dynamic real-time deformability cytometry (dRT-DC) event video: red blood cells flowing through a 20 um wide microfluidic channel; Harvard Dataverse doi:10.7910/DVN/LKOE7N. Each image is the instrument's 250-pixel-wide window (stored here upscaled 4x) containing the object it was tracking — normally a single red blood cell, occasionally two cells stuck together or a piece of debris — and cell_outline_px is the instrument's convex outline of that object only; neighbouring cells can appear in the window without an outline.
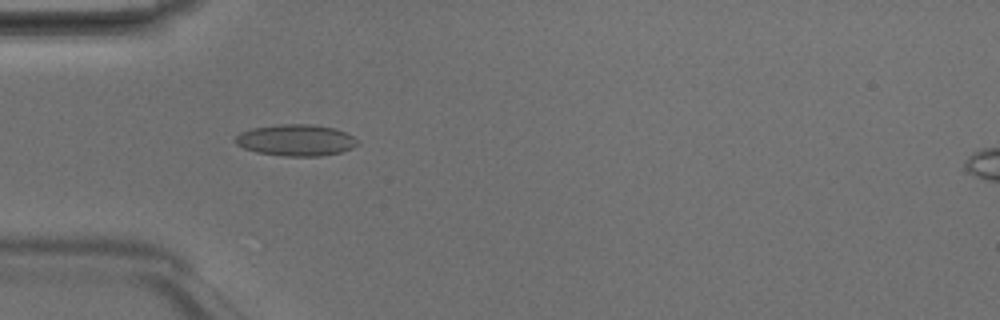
{"species": "Egyptian fruit bat (a non-hibernating species)", "species_latin": "Rousettus aegyptiacus", "temperature_condition": "room temperature", "stored_images_in_passage": 7, "camera_frame_rate_fps": 3000, "um_per_image_px": 0.085, "animal": {"sex": "male"}, "frame": {"image": 1, "passage_image": 4, "time_ms": 1.0, "image_size_px": [1000, 320], "cell_outline_px": [[356, 144], [352, 148], [340, 152], [320, 156], [284, 156], [256, 152], [244, 148], [236, 144], [232, 140], [240, 132], [252, 128], [280, 124], [312, 124], [332, 128], [344, 132], [352, 136], [356, 140]], "centroid_in_image_um": [25.09, 11.91], "position_along_channel_um": 59.9, "area_um2": 22.25}}
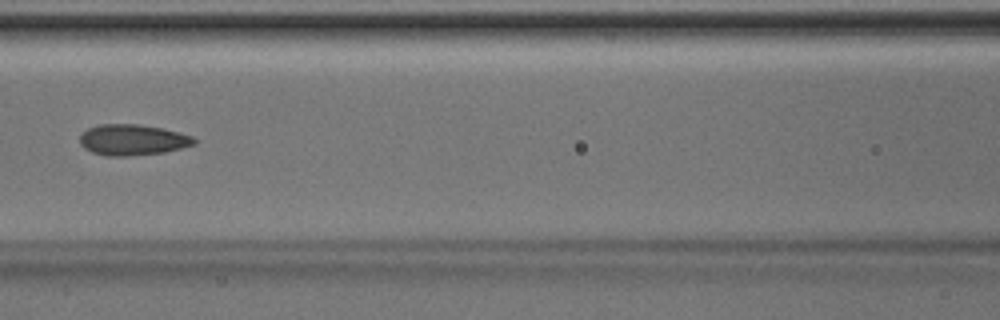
{"frame": {"image": 2, "passage_image": 6, "time_ms": 1.667, "image_size_px": [1000, 320], "cell_outline_px": [[196, 144], [164, 152], [128, 156], [108, 156], [92, 152], [84, 148], [80, 144], [80, 132], [88, 128], [100, 124], [140, 124], [164, 128], [180, 132], [192, 136], [196, 140]], "centroid_in_image_um": [11.26, 11.88], "position_along_channel_um": 155.3, "area_um2": 20.75}}
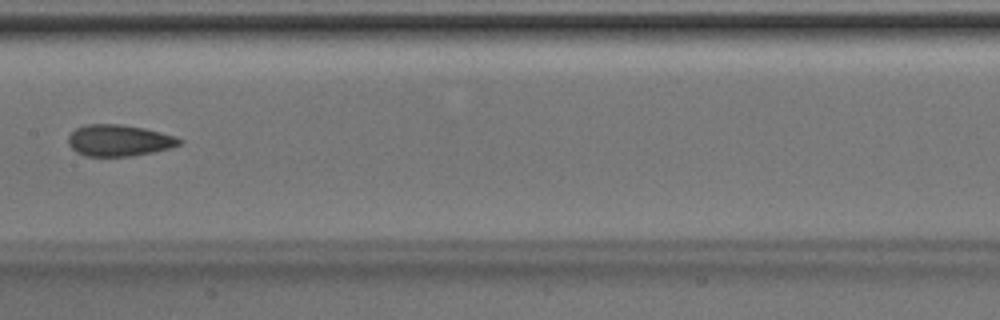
{"frame": {"image": 3, "passage_image": 7, "time_ms": 2.0, "image_size_px": [1000, 320], "cell_outline_px": [[184, 140], [180, 144], [172, 148], [132, 156], [84, 156], [76, 152], [68, 144], [68, 136], [76, 128], [84, 124], [120, 124], [144, 128], [176, 136]], "centroid_in_image_um": [10.12, 11.94], "position_along_channel_um": 197.3, "area_um2": 20.52}}